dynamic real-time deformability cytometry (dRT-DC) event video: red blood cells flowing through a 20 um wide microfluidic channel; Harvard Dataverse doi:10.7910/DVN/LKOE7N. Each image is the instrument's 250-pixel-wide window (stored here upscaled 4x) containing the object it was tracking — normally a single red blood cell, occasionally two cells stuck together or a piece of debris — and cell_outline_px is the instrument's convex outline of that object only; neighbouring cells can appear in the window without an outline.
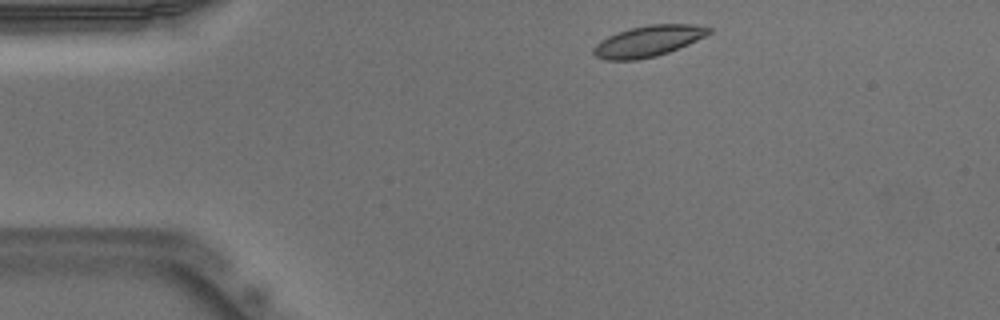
{"species": "Egyptian fruit bat (a non-hibernating species)", "species_latin": "Rousettus aegyptiacus", "temperature_condition": "warm", "stored_images_in_passage": 44, "camera_frame_rate_fps": 3000, "um_per_image_px": 0.085, "animal": {"sex": "male"}, "frame": {"image": 1, "passage_image": 2, "time_ms": 0.333, "image_size_px": [1000, 320], "cell_outline_px": [[712, 32], [688, 44], [668, 52], [656, 56], [636, 60], [604, 60], [596, 56], [592, 52], [592, 48], [600, 40], [616, 32], [648, 24], [692, 24], [712, 28]], "centroid_in_image_um": [55.06, 3.49], "position_along_channel_um": 29.9, "area_um2": 20.81}}
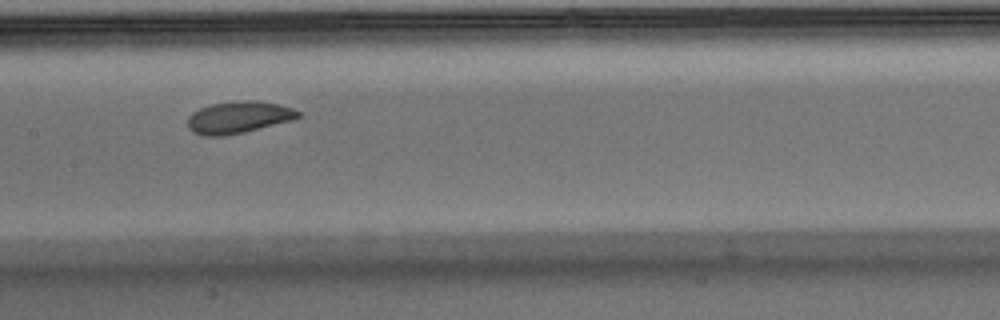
{"frame": {"image": 2, "passage_image": 18, "time_ms": 5.667, "image_size_px": [1000, 320], "cell_outline_px": [[300, 116], [292, 120], [244, 132], [224, 136], [204, 136], [192, 132], [188, 128], [188, 116], [192, 112], [200, 108], [212, 104], [244, 100], [256, 100], [276, 104], [292, 108], [300, 112]], "centroid_in_image_um": [20.24, 9.98], "position_along_channel_um": 187.2, "area_um2": 20.46}}
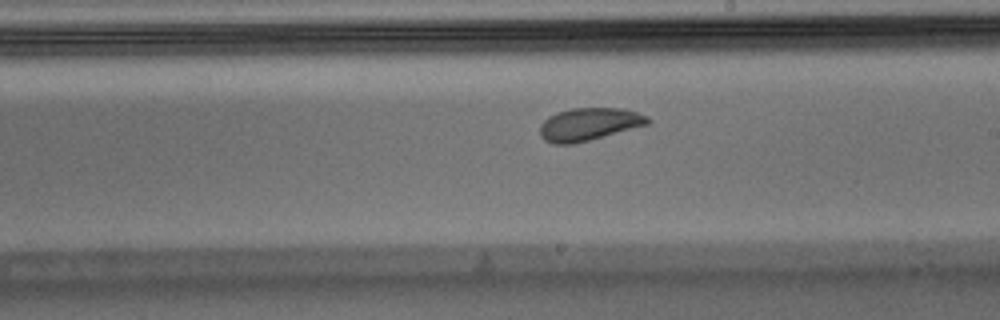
{"frame": {"image": 3, "passage_image": 22, "time_ms": 7.0, "image_size_px": [1000, 320], "cell_outline_px": [[652, 120], [648, 124], [588, 140], [572, 144], [552, 144], [544, 140], [540, 136], [540, 124], [548, 116], [556, 112], [572, 108], [624, 108], [648, 116]], "centroid_in_image_um": [50.03, 10.55], "position_along_channel_um": 239.0, "area_um2": 20.52}, "authors_computed_cell_mechanics": {"area_um2": 20.6635, "velocity_mm_per_s": 3.8983, "shape_relaxation_time_tau1_ms": 2.3458, "shape_relaxation_time_tau2_ms": 3.4962, "deformation_change_tau1": 0.0882, "deformation_change_tau2": 0.0736}}